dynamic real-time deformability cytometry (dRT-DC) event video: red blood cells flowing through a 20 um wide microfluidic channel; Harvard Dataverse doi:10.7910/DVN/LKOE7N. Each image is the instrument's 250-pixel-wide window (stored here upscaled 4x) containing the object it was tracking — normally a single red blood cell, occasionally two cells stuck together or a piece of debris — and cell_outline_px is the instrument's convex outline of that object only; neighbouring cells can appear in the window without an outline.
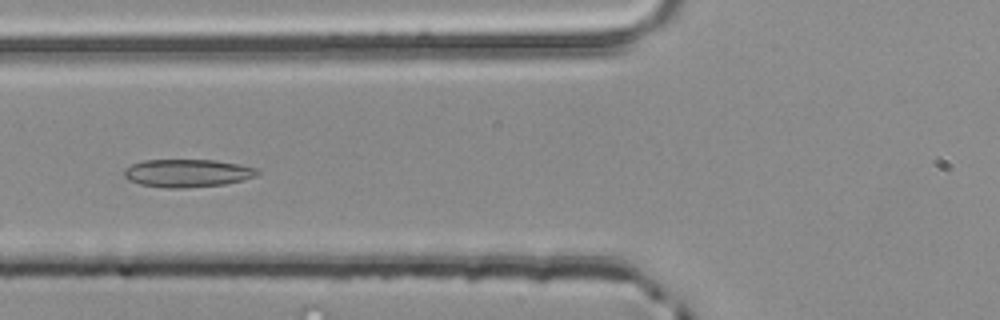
{"species": "common noctule bat (a hibernating species)", "species_latin": "Nyctalus noctula", "temperature_condition": "room temperature", "stored_images_in_passage": 4, "camera_frame_rate_fps": 3000, "um_per_image_px": 0.085, "animal": {"sex": "male", "body_mass_g": 20.4}, "frame": {"image": 1, "passage_image": 4, "time_ms": 1.0, "image_size_px": [1000, 320], "cell_outline_px": [[260, 172], [256, 176], [244, 180], [224, 184], [184, 188], [168, 188], [140, 184], [128, 180], [124, 176], [124, 168], [132, 164], [144, 160], [216, 160], [240, 164], [256, 168]], "centroid_in_image_um": [15.93, 14.71], "position_along_channel_um": 109.9, "area_um2": 21.73}}